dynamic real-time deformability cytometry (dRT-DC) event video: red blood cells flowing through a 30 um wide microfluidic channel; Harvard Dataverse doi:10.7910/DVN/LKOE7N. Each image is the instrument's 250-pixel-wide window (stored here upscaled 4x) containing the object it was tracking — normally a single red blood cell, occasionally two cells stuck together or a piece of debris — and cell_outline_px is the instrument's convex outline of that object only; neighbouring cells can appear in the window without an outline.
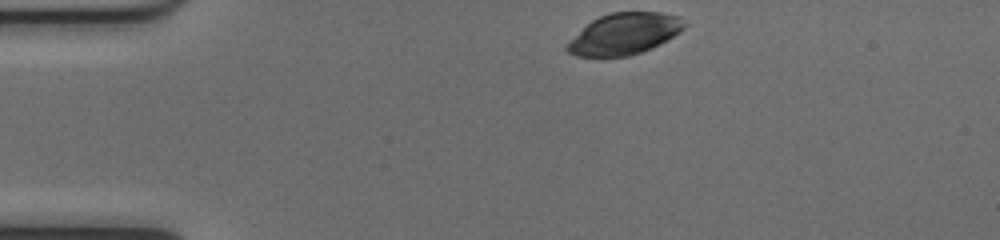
{"species": "common noctule bat (a hibernating species)", "species_latin": "Nyctalus noctula", "temperature_condition": "cold", "stored_images_in_passage": 43, "camera_frame_rate_fps": 3000, "um_per_image_px": 0.085, "animal": {"sex": "female", "body_mass_g": 17.0, "forearm_length_mm": 48.0}, "frame": {"image": 1, "passage_image": 1, "time_ms": 0.0, "image_size_px": [1000, 240], "cell_outline_px": [[688, 24], [680, 32], [660, 44], [652, 48], [628, 56], [576, 56], [568, 52], [564, 48], [592, 20], [600, 16], [612, 12], [660, 12], [680, 16]], "centroid_in_image_um": [53.14, 2.87], "position_along_channel_um": 31.9, "area_um2": 27.92}}
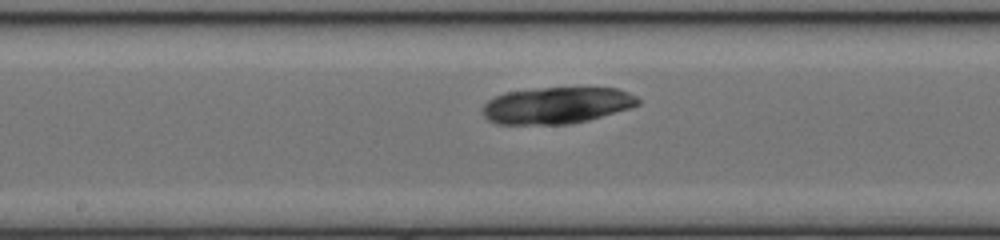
{"frame": {"image": 2, "passage_image": 18, "time_ms": 5.667, "image_size_px": [1000, 240], "cell_outline_px": [[640, 104], [632, 108], [588, 120], [568, 124], [496, 124], [488, 120], [484, 116], [484, 104], [488, 100], [504, 92], [544, 88], [616, 88], [628, 92], [636, 96], [640, 100]], "centroid_in_image_um": [47.34, 8.96], "position_along_channel_um": 200.9, "area_um2": 33.06}}
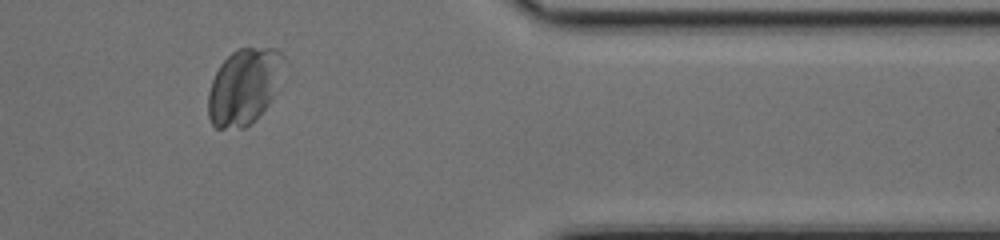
{"frame": {"image": 3, "passage_image": 34, "time_ms": 11.0, "image_size_px": [1000, 240], "cell_outline_px": [[284, 56], [272, 96], [268, 104], [256, 120], [244, 128], [216, 128], [212, 124], [208, 116], [208, 92], [212, 80], [220, 64], [232, 52], [240, 48], [276, 48]], "centroid_in_image_um": [20.68, 7.37], "position_along_channel_um": 390.7, "area_um2": 32.89}}